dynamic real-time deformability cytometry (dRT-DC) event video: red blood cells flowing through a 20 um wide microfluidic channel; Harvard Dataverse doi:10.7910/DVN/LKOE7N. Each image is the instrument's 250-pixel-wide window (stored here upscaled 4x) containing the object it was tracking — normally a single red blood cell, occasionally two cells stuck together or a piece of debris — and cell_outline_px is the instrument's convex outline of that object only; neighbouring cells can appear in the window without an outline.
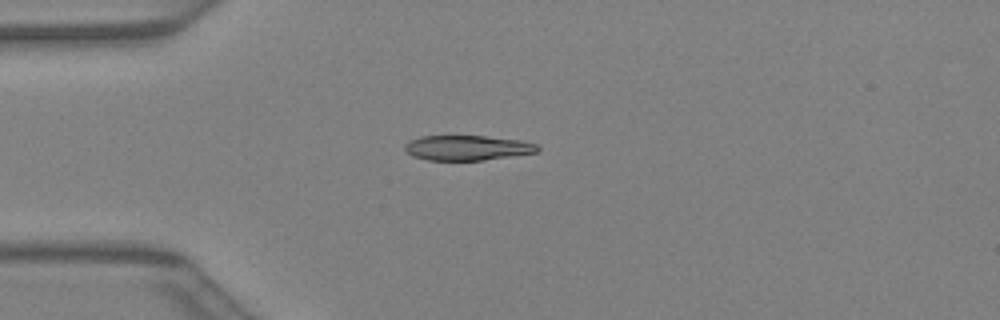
{"species": "Egyptian fruit bat (a non-hibernating species)", "species_latin": "Rousettus aegyptiacus", "temperature_condition": "warm", "stored_images_in_passage": 31, "camera_frame_rate_fps": 3000, "um_per_image_px": 0.085, "animal": {"sex": "female"}, "frame": {"image": 1, "passage_image": 1, "time_ms": 0.0, "image_size_px": [1000, 320], "cell_outline_px": [[540, 152], [484, 160], [428, 160], [412, 156], [404, 148], [404, 144], [408, 140], [420, 136], [484, 136], [520, 140], [536, 144], [540, 148]], "centroid_in_image_um": [39.71, 12.56], "position_along_channel_um": 45.3, "area_um2": 19.42}}
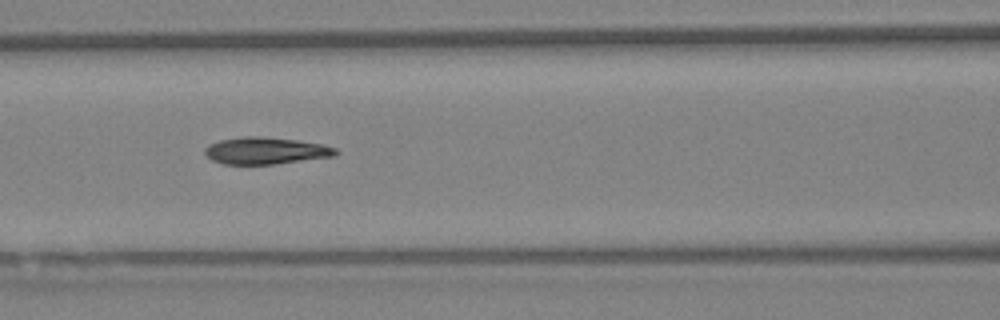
{"frame": {"image": 2, "passage_image": 8, "time_ms": 2.333, "image_size_px": [1000, 320], "cell_outline_px": [[340, 152], [336, 156], [276, 164], [224, 164], [212, 160], [204, 152], [204, 148], [208, 144], [220, 140], [244, 136], [260, 136], [296, 140], [320, 144], [336, 148]], "centroid_in_image_um": [22.59, 12.81], "position_along_channel_um": 144.0, "area_um2": 20.58}}
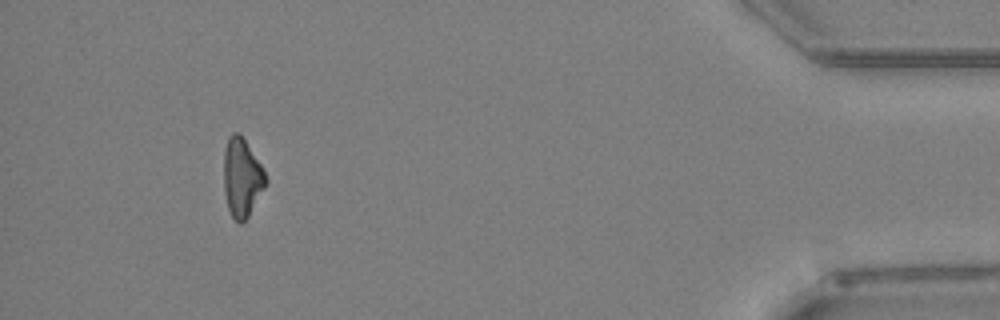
{"frame": {"image": 3, "passage_image": 28, "time_ms": 9.0, "image_size_px": [1000, 320], "cell_outline_px": [[268, 180], [264, 188], [248, 216], [240, 224], [232, 216], [228, 208], [224, 192], [224, 148], [228, 136], [232, 132], [240, 132], [260, 164]], "centroid_in_image_um": [20.54, 15.05], "position_along_channel_um": 414.7, "area_um2": 19.07}}